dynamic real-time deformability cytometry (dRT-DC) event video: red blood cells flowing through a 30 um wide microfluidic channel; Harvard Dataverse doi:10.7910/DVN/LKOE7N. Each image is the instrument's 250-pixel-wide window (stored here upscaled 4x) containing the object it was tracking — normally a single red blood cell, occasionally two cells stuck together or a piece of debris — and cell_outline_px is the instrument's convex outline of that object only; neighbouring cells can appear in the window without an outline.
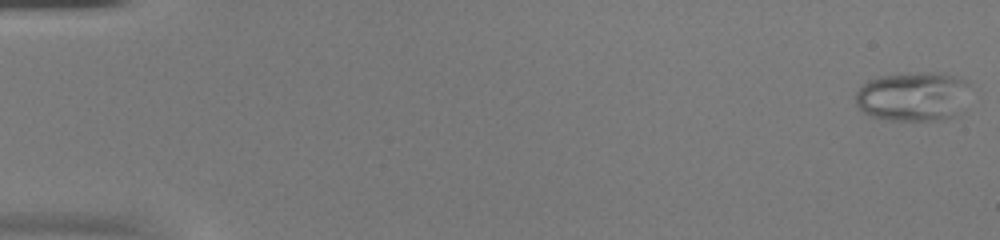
{"species": "common noctule bat (a hibernating species)", "species_latin": "Nyctalus noctula", "temperature_condition": "warm", "stored_images_in_passage": 54, "camera_frame_rate_fps": 3000, "um_per_image_px": 0.085, "animal": {"sex": "female", "body_mass_g": 20.0, "forearm_length_mm": 54.0}, "frame": {"image": 1, "passage_image": 2, "time_ms": 0.333, "image_size_px": [1000, 240], "cell_outline_px": [[968, 84], [960, 116], [944, 120], [888, 120], [872, 116], [864, 112], [856, 104], [856, 92], [868, 80], [880, 76], [924, 72], [940, 72], [956, 76], [968, 80]], "centroid_in_image_um": [77.64, 8.21], "position_along_channel_um": 7.4, "area_um2": 33.06}}
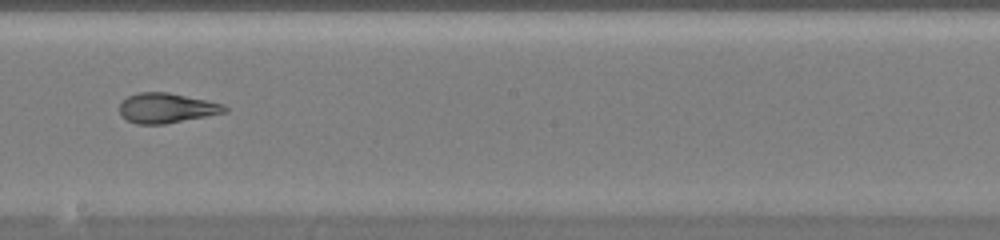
{"frame": {"image": 2, "passage_image": 32, "time_ms": 10.333, "image_size_px": [1000, 240], "cell_outline_px": [[228, 112], [208, 116], [164, 124], [136, 124], [128, 120], [120, 112], [120, 104], [128, 96], [136, 92], [168, 92], [208, 100], [224, 104], [228, 108]], "centroid_in_image_um": [14.21, 9.18], "position_along_channel_um": 234.0, "area_um2": 18.38}}
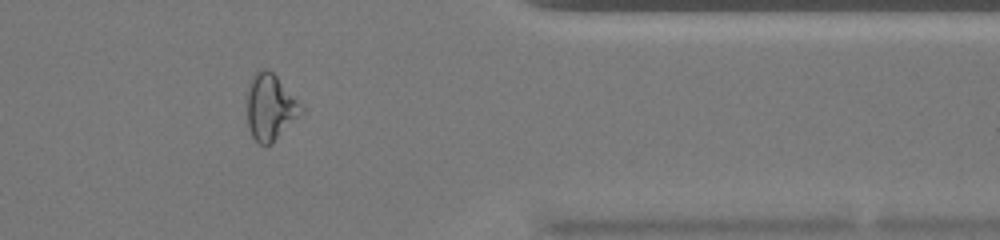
{"frame": {"image": 3, "passage_image": 45, "time_ms": 14.667, "image_size_px": [1000, 240], "cell_outline_px": [[304, 112], [272, 144], [264, 148], [252, 136], [248, 128], [248, 88], [252, 76], [256, 72], [264, 68], [268, 68], [304, 104]], "centroid_in_image_um": [23.02, 9.13], "position_along_channel_um": 388.4, "area_um2": 21.27}, "authors_computed_cell_mechanics": {"area_um2": 22.3397, "velocity_mm_per_s": 3.9104, "shape_relaxation_time_tau1_ms": null, "shape_relaxation_time_tau2_ms": 1.5724, "deformation_change_tau1": null, "deformation_change_tau2": 0.0935}}